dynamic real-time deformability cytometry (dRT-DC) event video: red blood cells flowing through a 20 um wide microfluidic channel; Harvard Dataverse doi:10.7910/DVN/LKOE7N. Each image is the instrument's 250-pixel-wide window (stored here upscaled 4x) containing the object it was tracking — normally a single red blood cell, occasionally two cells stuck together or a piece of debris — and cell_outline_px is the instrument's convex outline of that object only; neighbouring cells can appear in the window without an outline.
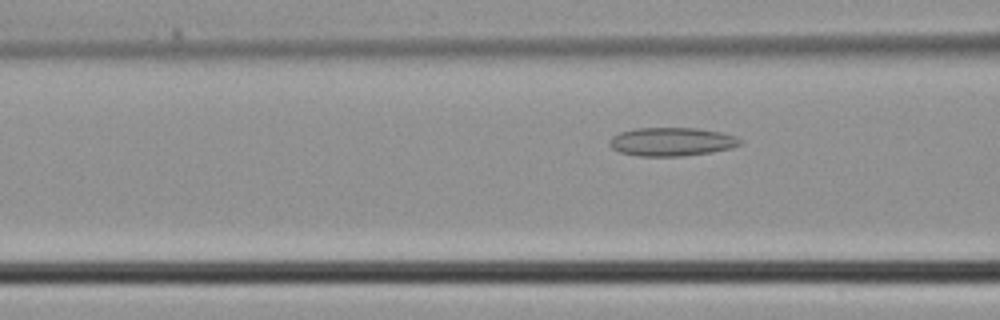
{"species": "common noctule bat (a hibernating species)", "species_latin": "Nyctalus noctula", "temperature_condition": "cold", "stored_images_in_passage": 4, "camera_frame_rate_fps": 3000, "um_per_image_px": 0.085, "animal": {"sex": "male", "body_mass_g": 21.5, "forearm_length_mm": 52.0}, "frame": {"image": 1, "passage_image": 4, "time_ms": 1.0, "image_size_px": [1000, 320], "cell_outline_px": [[744, 144], [732, 148], [712, 152], [680, 156], [640, 156], [620, 152], [612, 148], [608, 144], [608, 140], [612, 136], [620, 132], [636, 128], [696, 128], [720, 132], [736, 136]], "centroid_in_image_um": [57.09, 12.04], "position_along_channel_um": 109.5, "area_um2": 21.79}}